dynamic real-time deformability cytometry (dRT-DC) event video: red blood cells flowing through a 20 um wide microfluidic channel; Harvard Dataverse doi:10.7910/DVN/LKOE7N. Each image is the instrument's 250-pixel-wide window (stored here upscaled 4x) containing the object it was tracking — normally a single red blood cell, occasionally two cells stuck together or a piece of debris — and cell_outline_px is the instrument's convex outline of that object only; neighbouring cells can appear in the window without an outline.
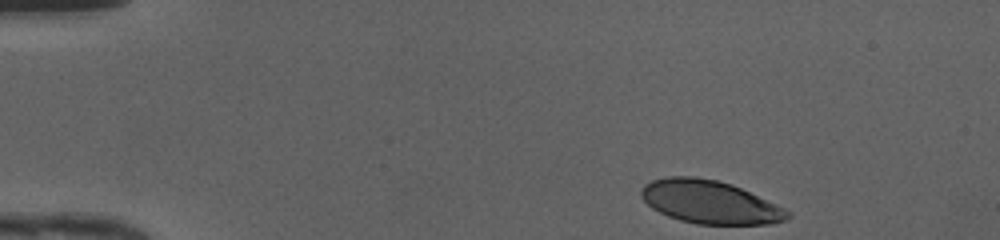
{"species": "human", "species_latin": "Homo sapiens", "temperature_condition": "cold", "stored_images_in_passage": 43, "camera_frame_rate_fps": 3000, "um_per_image_px": 0.085, "donor": {"sex": "female"}, "frame": {"image": 1, "passage_image": 1, "time_ms": 0.0, "image_size_px": [1000, 240], "cell_outline_px": [[792, 216], [788, 220], [772, 224], [696, 224], [680, 220], [668, 216], [652, 208], [640, 196], [640, 188], [644, 184], [652, 180], [668, 176], [692, 176], [716, 180], [732, 184], [776, 204], [792, 212]], "centroid_in_image_um": [60.35, 17.18], "position_along_channel_um": 24.7, "area_um2": 36.93}}
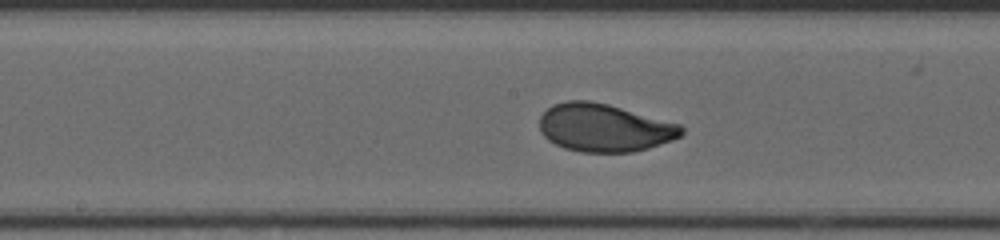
{"frame": {"image": 2, "passage_image": 20, "time_ms": 6.333, "image_size_px": [1000, 240], "cell_outline_px": [[684, 132], [680, 136], [672, 140], [648, 148], [632, 152], [580, 152], [564, 148], [548, 140], [540, 132], [540, 116], [552, 104], [568, 100], [592, 100], [608, 104], [680, 124], [684, 128]], "centroid_in_image_um": [51.35, 10.85], "position_along_channel_um": 196.9, "area_um2": 39.71}}
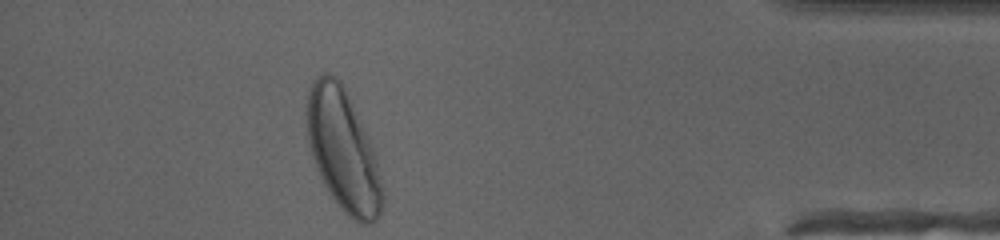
{"frame": {"image": 3, "passage_image": 38, "time_ms": 12.333, "image_size_px": [1000, 240], "cell_outline_px": [[384, 200], [380, 216], [372, 224], [360, 224], [352, 220], [340, 208], [328, 192], [316, 168], [308, 144], [308, 88], [312, 80], [324, 72], [328, 72], [336, 76], [340, 80], [376, 152], [384, 188]], "centroid_in_image_um": [29.2, 12.84], "position_along_channel_um": 406.0, "area_um2": 53.87}, "authors_computed_cell_mechanics": {"area_um2": 39.4774, "velocity_mm_per_s": 4.1846, "shape_relaxation_time_tau1_ms": 2.2634, "shape_relaxation_time_tau2_ms": null, "deformation_change_tau1": 0.166, "deformation_change_tau2": null}}